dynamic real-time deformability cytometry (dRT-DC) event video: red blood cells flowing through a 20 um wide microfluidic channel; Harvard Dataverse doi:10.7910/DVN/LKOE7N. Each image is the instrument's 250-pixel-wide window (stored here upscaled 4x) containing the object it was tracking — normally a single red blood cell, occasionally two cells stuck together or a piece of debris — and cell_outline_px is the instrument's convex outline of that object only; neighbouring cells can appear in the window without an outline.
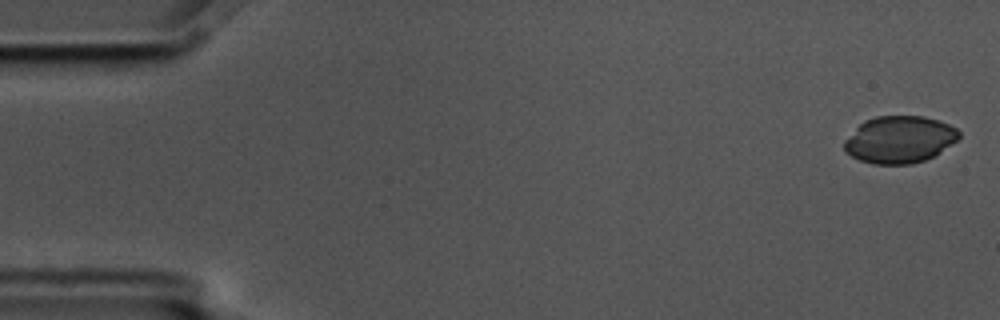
{"species": "common noctule bat (a hibernating species)", "species_latin": "Nyctalus noctula", "temperature_condition": "cold", "stored_images_in_passage": 4, "camera_frame_rate_fps": 3000, "um_per_image_px": 0.085, "animal": {"sex": "male", "body_mass_g": 17.5, "forearm_length_mm": 52.3}, "frame": {"image": 1, "passage_image": 1, "time_ms": 0.0, "image_size_px": [1000, 320], "cell_outline_px": [[960, 136], [956, 140], [932, 156], [924, 160], [912, 164], [872, 164], [860, 160], [844, 152], [844, 140], [864, 120], [876, 116], [924, 116], [940, 120], [956, 128], [960, 132]], "centroid_in_image_um": [76.43, 11.85], "position_along_channel_um": 8.6, "area_um2": 31.33}}
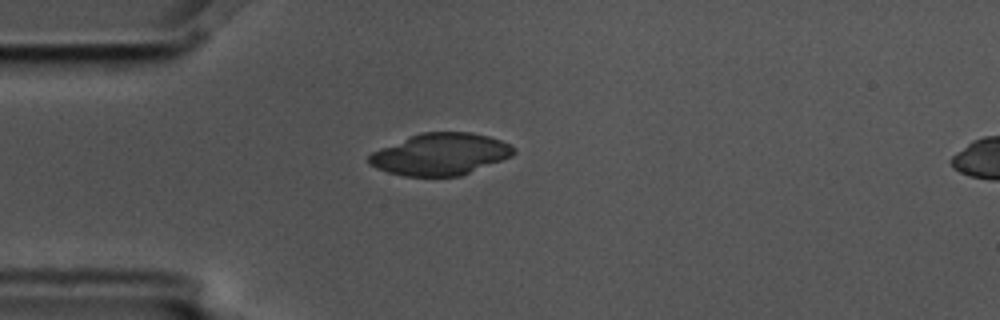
{"frame": {"image": 2, "passage_image": 4, "time_ms": 1.0, "image_size_px": [1000, 320], "cell_outline_px": [[516, 152], [512, 156], [460, 176], [404, 176], [388, 172], [376, 168], [368, 164], [368, 156], [372, 152], [412, 136], [424, 132], [472, 132], [488, 136], [500, 140], [516, 148]], "centroid_in_image_um": [37.45, 13.12], "position_along_channel_um": 47.6, "area_um2": 34.91}}